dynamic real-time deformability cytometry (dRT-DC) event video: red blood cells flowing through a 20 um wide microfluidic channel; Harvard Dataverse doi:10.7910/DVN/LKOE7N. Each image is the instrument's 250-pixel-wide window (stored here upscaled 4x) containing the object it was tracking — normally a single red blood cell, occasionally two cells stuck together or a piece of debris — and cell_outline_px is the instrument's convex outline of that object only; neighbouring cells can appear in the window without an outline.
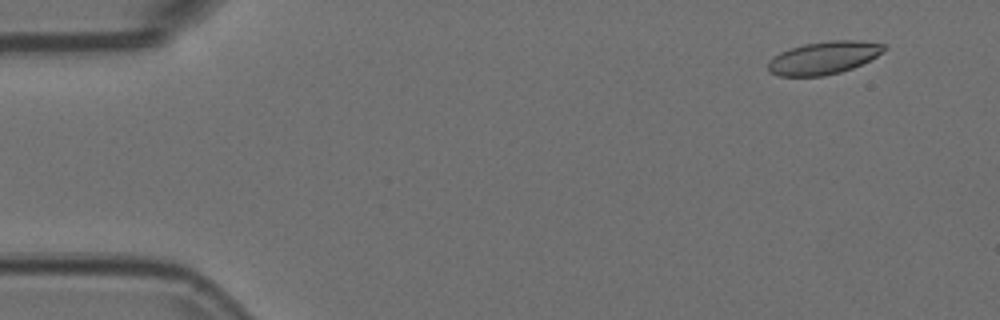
{"species": "Egyptian fruit bat (a non-hibernating species)", "species_latin": "Rousettus aegyptiacus", "temperature_condition": "room temperature", "stored_images_in_passage": 55, "camera_frame_rate_fps": 3000, "um_per_image_px": 0.085, "animal": {"sex": "female"}, "frame": {"image": 1, "passage_image": 5, "time_ms": 1.333, "image_size_px": [1000, 320], "cell_outline_px": [[888, 48], [884, 52], [852, 68], [840, 72], [824, 76], [780, 76], [768, 72], [768, 60], [780, 52], [804, 44], [828, 40], [860, 40], [888, 44]], "centroid_in_image_um": [70.04, 4.9], "position_along_channel_um": 15.0, "area_um2": 22.31}}
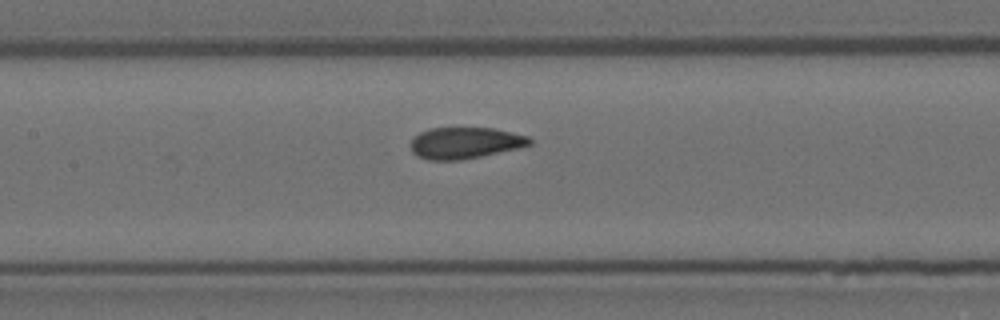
{"frame": {"image": 2, "passage_image": 26, "time_ms": 8.333, "image_size_px": [1000, 320], "cell_outline_px": [[532, 144], [516, 148], [480, 156], [460, 160], [428, 160], [416, 156], [412, 152], [412, 140], [420, 132], [428, 128], [492, 128], [528, 136], [532, 140]], "centroid_in_image_um": [39.5, 12.15], "position_along_channel_um": 167.9, "area_um2": 21.5}}
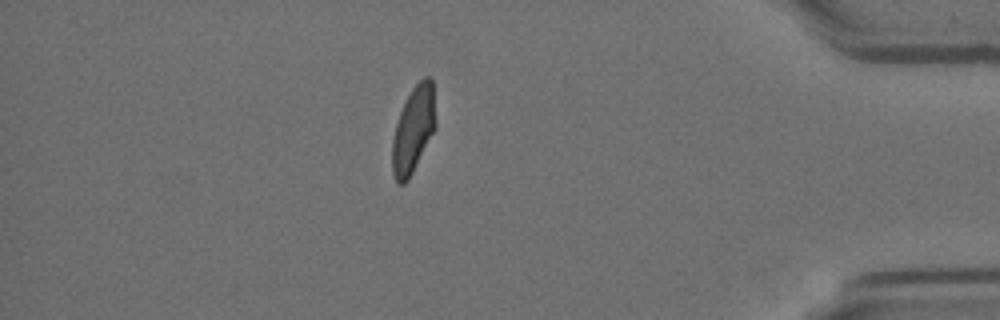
{"frame": {"image": 3, "passage_image": 48, "time_ms": 15.667, "image_size_px": [1000, 320], "cell_outline_px": [[436, 128], [408, 180], [404, 184], [396, 184], [392, 172], [392, 140], [396, 124], [400, 112], [412, 88], [424, 76], [428, 76], [432, 80], [436, 120]], "centroid_in_image_um": [35.13, 11.04], "position_along_channel_um": 400.1, "area_um2": 21.85}, "authors_computed_cell_mechanics": {"area_um2": 22.3108, "velocity_mm_per_s": 3.7212, "shape_relaxation_time_tau1_ms": 8.8963, "shape_relaxation_time_tau2_ms": 0.8467, "deformation_change_tau1": 0.2035, "deformation_change_tau2": 0.0614}}